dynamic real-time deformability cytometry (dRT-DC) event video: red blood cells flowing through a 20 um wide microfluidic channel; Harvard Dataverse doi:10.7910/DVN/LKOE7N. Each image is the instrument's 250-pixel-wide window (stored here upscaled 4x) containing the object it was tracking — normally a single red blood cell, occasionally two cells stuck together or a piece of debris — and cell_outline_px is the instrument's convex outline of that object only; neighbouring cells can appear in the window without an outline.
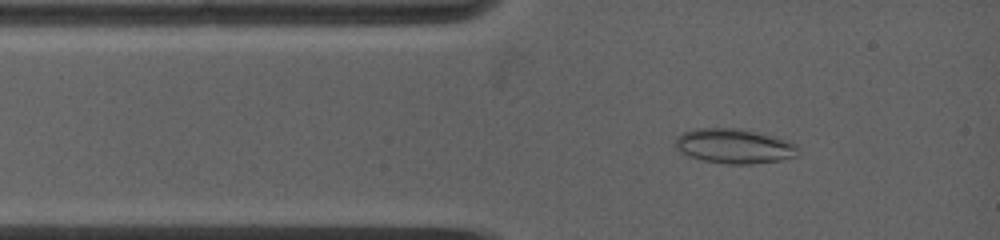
{"species": "common noctule bat (a hibernating species)", "species_latin": "Nyctalus noctula", "temperature_condition": "warm", "stored_images_in_passage": 30, "camera_frame_rate_fps": 5000, "um_per_image_px": 0.085, "animal": {"sex": "female", "body_mass_g": 19.0, "forearm_length_mm": 53.3}, "frame": {"image": 1, "passage_image": 3, "time_ms": 1.0, "image_size_px": [1000, 240], "cell_outline_px": [[800, 152], [796, 156], [780, 160], [752, 164], [728, 164], [700, 160], [688, 156], [680, 152], [672, 144], [676, 136], [684, 132], [696, 128], [740, 128], [784, 140], [796, 144]], "centroid_in_image_um": [62.34, 12.43], "position_along_channel_um": 22.7, "area_um2": 24.91}}
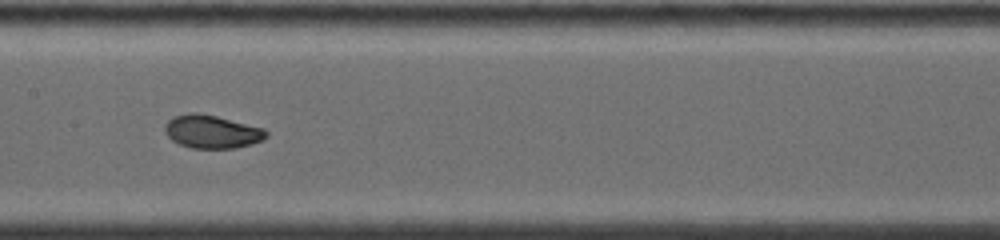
{"frame": {"image": 2, "passage_image": 13, "time_ms": 5.6, "image_size_px": [1000, 240], "cell_outline_px": [[268, 136], [264, 140], [252, 144], [236, 148], [192, 148], [180, 144], [172, 140], [168, 136], [164, 128], [164, 124], [172, 116], [188, 112], [196, 112], [216, 116], [264, 128], [268, 132]], "centroid_in_image_um": [18.02, 11.18], "position_along_channel_um": 189.4, "area_um2": 19.77}}
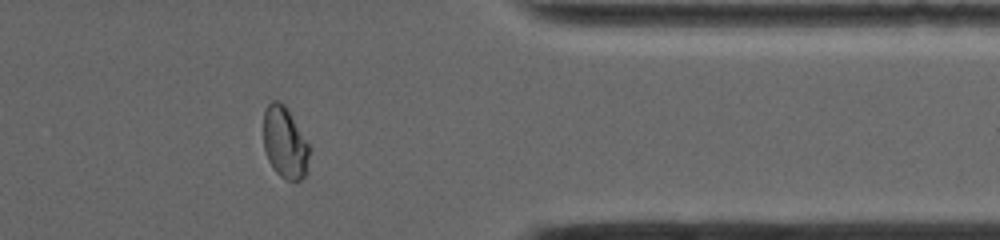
{"frame": {"image": 3, "passage_image": 24, "time_ms": 11.0, "image_size_px": [1000, 240], "cell_outline_px": [[312, 148], [308, 172], [300, 180], [288, 180], [280, 176], [272, 168], [268, 160], [264, 148], [264, 112], [268, 104], [272, 100], [280, 100], [288, 108]], "centroid_in_image_um": [24.26, 12.13], "position_along_channel_um": 387.1, "area_um2": 19.77}, "authors_computed_cell_mechanics": {"area_um2": 19.8543, "velocity_mm_per_s": 3.9294, "shape_relaxation_time_tau1_ms": null, "shape_relaxation_time_tau2_ms": 0.7286, "deformation_change_tau1": null, "deformation_change_tau2": 0.0385}}